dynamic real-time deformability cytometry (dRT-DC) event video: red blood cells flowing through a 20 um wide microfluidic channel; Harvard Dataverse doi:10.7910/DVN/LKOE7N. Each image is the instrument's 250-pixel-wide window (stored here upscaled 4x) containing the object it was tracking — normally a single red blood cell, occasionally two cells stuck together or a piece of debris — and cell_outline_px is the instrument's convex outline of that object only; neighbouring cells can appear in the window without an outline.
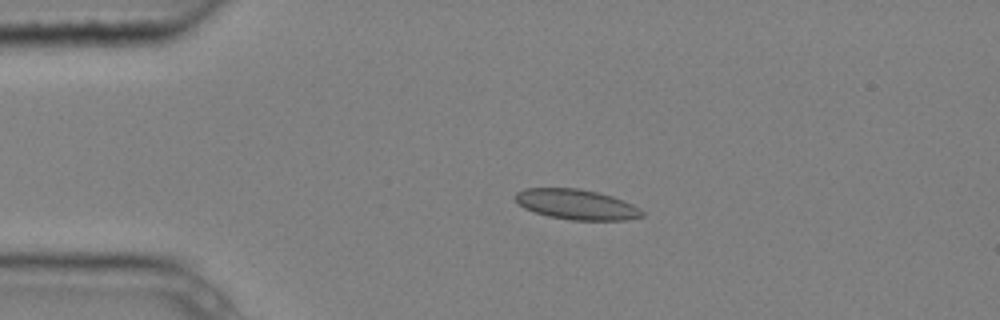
{"species": "common noctule bat (a hibernating species)", "species_latin": "Nyctalus noctula", "temperature_condition": "cold", "stored_images_in_passage": 3, "camera_frame_rate_fps": 3000, "um_per_image_px": 0.085, "animal": {"sex": "male", "body_mass_g": 20.4}, "frame": {"image": 1, "passage_image": 2, "time_ms": 0.333, "image_size_px": [1000, 320], "cell_outline_px": [[644, 216], [628, 220], [572, 220], [548, 216], [524, 208], [512, 196], [516, 192], [524, 188], [580, 188], [600, 192], [624, 200], [640, 208], [644, 212]], "centroid_in_image_um": [49.02, 17.37], "position_along_channel_um": 36.0, "area_um2": 22.54}}